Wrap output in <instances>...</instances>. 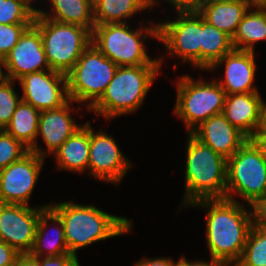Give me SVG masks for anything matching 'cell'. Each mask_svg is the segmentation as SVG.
Instances as JSON below:
<instances>
[{
	"mask_svg": "<svg viewBox=\"0 0 266 266\" xmlns=\"http://www.w3.org/2000/svg\"><path fill=\"white\" fill-rule=\"evenodd\" d=\"M190 206L207 211L205 235L211 261L237 263L252 227L251 211L227 198L200 200Z\"/></svg>",
	"mask_w": 266,
	"mask_h": 266,
	"instance_id": "6da1fadb",
	"label": "cell"
},
{
	"mask_svg": "<svg viewBox=\"0 0 266 266\" xmlns=\"http://www.w3.org/2000/svg\"><path fill=\"white\" fill-rule=\"evenodd\" d=\"M49 206L59 215L69 252L76 251L98 241L117 237L132 231V219L112 215L94 205L72 201L52 203Z\"/></svg>",
	"mask_w": 266,
	"mask_h": 266,
	"instance_id": "7a4b0ae2",
	"label": "cell"
},
{
	"mask_svg": "<svg viewBox=\"0 0 266 266\" xmlns=\"http://www.w3.org/2000/svg\"><path fill=\"white\" fill-rule=\"evenodd\" d=\"M186 142L185 192L182 206L206 199L226 198L227 159L192 133Z\"/></svg>",
	"mask_w": 266,
	"mask_h": 266,
	"instance_id": "3957f363",
	"label": "cell"
},
{
	"mask_svg": "<svg viewBox=\"0 0 266 266\" xmlns=\"http://www.w3.org/2000/svg\"><path fill=\"white\" fill-rule=\"evenodd\" d=\"M160 69L161 65L118 66L104 94L87 110L107 121L136 112Z\"/></svg>",
	"mask_w": 266,
	"mask_h": 266,
	"instance_id": "277c9868",
	"label": "cell"
},
{
	"mask_svg": "<svg viewBox=\"0 0 266 266\" xmlns=\"http://www.w3.org/2000/svg\"><path fill=\"white\" fill-rule=\"evenodd\" d=\"M150 23L135 31L127 23L94 25L91 43L118 66H162V57L151 59L143 44L148 36L158 40V23Z\"/></svg>",
	"mask_w": 266,
	"mask_h": 266,
	"instance_id": "5b68a950",
	"label": "cell"
},
{
	"mask_svg": "<svg viewBox=\"0 0 266 266\" xmlns=\"http://www.w3.org/2000/svg\"><path fill=\"white\" fill-rule=\"evenodd\" d=\"M33 24L40 31L50 69L65 75L92 42V32L81 25L57 22L37 12Z\"/></svg>",
	"mask_w": 266,
	"mask_h": 266,
	"instance_id": "8992f818",
	"label": "cell"
},
{
	"mask_svg": "<svg viewBox=\"0 0 266 266\" xmlns=\"http://www.w3.org/2000/svg\"><path fill=\"white\" fill-rule=\"evenodd\" d=\"M117 68L91 43L66 74L69 99L79 104L87 102L90 109L106 91Z\"/></svg>",
	"mask_w": 266,
	"mask_h": 266,
	"instance_id": "52a82bcc",
	"label": "cell"
},
{
	"mask_svg": "<svg viewBox=\"0 0 266 266\" xmlns=\"http://www.w3.org/2000/svg\"><path fill=\"white\" fill-rule=\"evenodd\" d=\"M176 85L174 114L183 120L188 133L210 117L223 113L226 94L216 80L206 82L200 78L194 81L185 74L180 76Z\"/></svg>",
	"mask_w": 266,
	"mask_h": 266,
	"instance_id": "ba28073f",
	"label": "cell"
},
{
	"mask_svg": "<svg viewBox=\"0 0 266 266\" xmlns=\"http://www.w3.org/2000/svg\"><path fill=\"white\" fill-rule=\"evenodd\" d=\"M232 193L247 207L266 196V160L249 140L227 159L226 198L237 201Z\"/></svg>",
	"mask_w": 266,
	"mask_h": 266,
	"instance_id": "9c48e42d",
	"label": "cell"
},
{
	"mask_svg": "<svg viewBox=\"0 0 266 266\" xmlns=\"http://www.w3.org/2000/svg\"><path fill=\"white\" fill-rule=\"evenodd\" d=\"M177 19L158 22V41L170 55L200 69L201 15L198 11H177Z\"/></svg>",
	"mask_w": 266,
	"mask_h": 266,
	"instance_id": "30bf717a",
	"label": "cell"
},
{
	"mask_svg": "<svg viewBox=\"0 0 266 266\" xmlns=\"http://www.w3.org/2000/svg\"><path fill=\"white\" fill-rule=\"evenodd\" d=\"M48 206L49 204L32 208L24 204L0 203V241L10 245L18 253H30L38 219Z\"/></svg>",
	"mask_w": 266,
	"mask_h": 266,
	"instance_id": "8fae6325",
	"label": "cell"
},
{
	"mask_svg": "<svg viewBox=\"0 0 266 266\" xmlns=\"http://www.w3.org/2000/svg\"><path fill=\"white\" fill-rule=\"evenodd\" d=\"M89 148L88 173L106 183L119 185L132 167V162L120 151L113 136L102 129L94 132L90 123Z\"/></svg>",
	"mask_w": 266,
	"mask_h": 266,
	"instance_id": "7c38bea8",
	"label": "cell"
},
{
	"mask_svg": "<svg viewBox=\"0 0 266 266\" xmlns=\"http://www.w3.org/2000/svg\"><path fill=\"white\" fill-rule=\"evenodd\" d=\"M45 158L29 151L0 170V203L29 205Z\"/></svg>",
	"mask_w": 266,
	"mask_h": 266,
	"instance_id": "4fadbf2b",
	"label": "cell"
},
{
	"mask_svg": "<svg viewBox=\"0 0 266 266\" xmlns=\"http://www.w3.org/2000/svg\"><path fill=\"white\" fill-rule=\"evenodd\" d=\"M19 83L23 90L22 101L39 111L56 109L68 100L66 75L54 70L25 74Z\"/></svg>",
	"mask_w": 266,
	"mask_h": 266,
	"instance_id": "5bb4252c",
	"label": "cell"
},
{
	"mask_svg": "<svg viewBox=\"0 0 266 266\" xmlns=\"http://www.w3.org/2000/svg\"><path fill=\"white\" fill-rule=\"evenodd\" d=\"M4 78L18 81L25 74L49 70L39 29L32 24L3 59Z\"/></svg>",
	"mask_w": 266,
	"mask_h": 266,
	"instance_id": "9a60e30c",
	"label": "cell"
},
{
	"mask_svg": "<svg viewBox=\"0 0 266 266\" xmlns=\"http://www.w3.org/2000/svg\"><path fill=\"white\" fill-rule=\"evenodd\" d=\"M223 64L225 77L216 82L223 88L226 95L259 92L253 84L257 69L254 51L233 49L217 60L207 71L213 72Z\"/></svg>",
	"mask_w": 266,
	"mask_h": 266,
	"instance_id": "2e32d148",
	"label": "cell"
},
{
	"mask_svg": "<svg viewBox=\"0 0 266 266\" xmlns=\"http://www.w3.org/2000/svg\"><path fill=\"white\" fill-rule=\"evenodd\" d=\"M73 102L69 99L59 108L41 111L37 137L39 135L42 137L47 150L38 147L29 151L46 158L48 154L52 155L57 151L72 134L83 126V124H77L70 115V112L74 110L73 106H70Z\"/></svg>",
	"mask_w": 266,
	"mask_h": 266,
	"instance_id": "e0dca14e",
	"label": "cell"
},
{
	"mask_svg": "<svg viewBox=\"0 0 266 266\" xmlns=\"http://www.w3.org/2000/svg\"><path fill=\"white\" fill-rule=\"evenodd\" d=\"M192 134L226 159L248 140V137L234 127L223 113L204 121Z\"/></svg>",
	"mask_w": 266,
	"mask_h": 266,
	"instance_id": "ac0fdd59",
	"label": "cell"
},
{
	"mask_svg": "<svg viewBox=\"0 0 266 266\" xmlns=\"http://www.w3.org/2000/svg\"><path fill=\"white\" fill-rule=\"evenodd\" d=\"M261 99L259 92L230 94L225 97L223 114L248 138L258 127Z\"/></svg>",
	"mask_w": 266,
	"mask_h": 266,
	"instance_id": "d6986e66",
	"label": "cell"
},
{
	"mask_svg": "<svg viewBox=\"0 0 266 266\" xmlns=\"http://www.w3.org/2000/svg\"><path fill=\"white\" fill-rule=\"evenodd\" d=\"M50 224H54L53 227L55 228H53L52 231L54 232V237L51 236L53 238H50V235L48 237V230H50L48 227ZM30 253L36 257H51L70 253L65 241L62 220L50 206L46 207L41 212V215L38 219L37 228L35 232V241Z\"/></svg>",
	"mask_w": 266,
	"mask_h": 266,
	"instance_id": "ffe728a7",
	"label": "cell"
},
{
	"mask_svg": "<svg viewBox=\"0 0 266 266\" xmlns=\"http://www.w3.org/2000/svg\"><path fill=\"white\" fill-rule=\"evenodd\" d=\"M249 8L248 0H222L201 4L197 11L206 22L232 38Z\"/></svg>",
	"mask_w": 266,
	"mask_h": 266,
	"instance_id": "44dd1931",
	"label": "cell"
},
{
	"mask_svg": "<svg viewBox=\"0 0 266 266\" xmlns=\"http://www.w3.org/2000/svg\"><path fill=\"white\" fill-rule=\"evenodd\" d=\"M90 123L72 134L61 147L53 153L57 167L61 170L83 173L88 171L90 152Z\"/></svg>",
	"mask_w": 266,
	"mask_h": 266,
	"instance_id": "7402d4cb",
	"label": "cell"
},
{
	"mask_svg": "<svg viewBox=\"0 0 266 266\" xmlns=\"http://www.w3.org/2000/svg\"><path fill=\"white\" fill-rule=\"evenodd\" d=\"M48 1L51 2L50 13L46 12V10L37 9V13L41 17L61 23L81 25L92 32L95 23L93 19V3L90 0Z\"/></svg>",
	"mask_w": 266,
	"mask_h": 266,
	"instance_id": "603a6c76",
	"label": "cell"
},
{
	"mask_svg": "<svg viewBox=\"0 0 266 266\" xmlns=\"http://www.w3.org/2000/svg\"><path fill=\"white\" fill-rule=\"evenodd\" d=\"M148 8L152 10L150 0H97L93 3V19L95 25L127 23V18Z\"/></svg>",
	"mask_w": 266,
	"mask_h": 266,
	"instance_id": "cb8c5ba5",
	"label": "cell"
},
{
	"mask_svg": "<svg viewBox=\"0 0 266 266\" xmlns=\"http://www.w3.org/2000/svg\"><path fill=\"white\" fill-rule=\"evenodd\" d=\"M41 111L31 104L20 101L9 125L4 129L9 135L30 149H37V132Z\"/></svg>",
	"mask_w": 266,
	"mask_h": 266,
	"instance_id": "d4e9b609",
	"label": "cell"
},
{
	"mask_svg": "<svg viewBox=\"0 0 266 266\" xmlns=\"http://www.w3.org/2000/svg\"><path fill=\"white\" fill-rule=\"evenodd\" d=\"M233 49L232 38L210 25L201 16L200 69L208 70L217 60Z\"/></svg>",
	"mask_w": 266,
	"mask_h": 266,
	"instance_id": "484cf974",
	"label": "cell"
},
{
	"mask_svg": "<svg viewBox=\"0 0 266 266\" xmlns=\"http://www.w3.org/2000/svg\"><path fill=\"white\" fill-rule=\"evenodd\" d=\"M266 40V9L249 10L232 37L236 50L254 51L255 43Z\"/></svg>",
	"mask_w": 266,
	"mask_h": 266,
	"instance_id": "4316f807",
	"label": "cell"
},
{
	"mask_svg": "<svg viewBox=\"0 0 266 266\" xmlns=\"http://www.w3.org/2000/svg\"><path fill=\"white\" fill-rule=\"evenodd\" d=\"M237 266H266V230L251 227Z\"/></svg>",
	"mask_w": 266,
	"mask_h": 266,
	"instance_id": "83f0119b",
	"label": "cell"
},
{
	"mask_svg": "<svg viewBox=\"0 0 266 266\" xmlns=\"http://www.w3.org/2000/svg\"><path fill=\"white\" fill-rule=\"evenodd\" d=\"M36 12L26 0H0V24H33Z\"/></svg>",
	"mask_w": 266,
	"mask_h": 266,
	"instance_id": "f1b7e54d",
	"label": "cell"
},
{
	"mask_svg": "<svg viewBox=\"0 0 266 266\" xmlns=\"http://www.w3.org/2000/svg\"><path fill=\"white\" fill-rule=\"evenodd\" d=\"M14 82L16 81L5 78L0 82V130L9 125L17 105L22 100L13 89Z\"/></svg>",
	"mask_w": 266,
	"mask_h": 266,
	"instance_id": "f546056e",
	"label": "cell"
},
{
	"mask_svg": "<svg viewBox=\"0 0 266 266\" xmlns=\"http://www.w3.org/2000/svg\"><path fill=\"white\" fill-rule=\"evenodd\" d=\"M28 152L29 149L20 141L5 130H0V170L20 160Z\"/></svg>",
	"mask_w": 266,
	"mask_h": 266,
	"instance_id": "4dcf8cb0",
	"label": "cell"
},
{
	"mask_svg": "<svg viewBox=\"0 0 266 266\" xmlns=\"http://www.w3.org/2000/svg\"><path fill=\"white\" fill-rule=\"evenodd\" d=\"M32 24H0V58L5 56L17 44L20 36Z\"/></svg>",
	"mask_w": 266,
	"mask_h": 266,
	"instance_id": "1f68e13d",
	"label": "cell"
},
{
	"mask_svg": "<svg viewBox=\"0 0 266 266\" xmlns=\"http://www.w3.org/2000/svg\"><path fill=\"white\" fill-rule=\"evenodd\" d=\"M252 227L266 230V196L255 200L250 206Z\"/></svg>",
	"mask_w": 266,
	"mask_h": 266,
	"instance_id": "d6a6232c",
	"label": "cell"
},
{
	"mask_svg": "<svg viewBox=\"0 0 266 266\" xmlns=\"http://www.w3.org/2000/svg\"><path fill=\"white\" fill-rule=\"evenodd\" d=\"M42 258L38 257L40 266H74L78 262V257H75L71 253L51 257L45 256Z\"/></svg>",
	"mask_w": 266,
	"mask_h": 266,
	"instance_id": "836d02e7",
	"label": "cell"
},
{
	"mask_svg": "<svg viewBox=\"0 0 266 266\" xmlns=\"http://www.w3.org/2000/svg\"><path fill=\"white\" fill-rule=\"evenodd\" d=\"M161 1V0H160ZM159 0H150L151 7L155 3L160 2ZM166 3H170L171 6L174 7L176 11H197L200 7V0H165Z\"/></svg>",
	"mask_w": 266,
	"mask_h": 266,
	"instance_id": "e575fe53",
	"label": "cell"
},
{
	"mask_svg": "<svg viewBox=\"0 0 266 266\" xmlns=\"http://www.w3.org/2000/svg\"><path fill=\"white\" fill-rule=\"evenodd\" d=\"M18 254L10 245L0 241V266H13Z\"/></svg>",
	"mask_w": 266,
	"mask_h": 266,
	"instance_id": "d590c367",
	"label": "cell"
},
{
	"mask_svg": "<svg viewBox=\"0 0 266 266\" xmlns=\"http://www.w3.org/2000/svg\"><path fill=\"white\" fill-rule=\"evenodd\" d=\"M183 255L181 258H179L177 261L174 262L171 258L167 257H159V258H145L139 260L137 263H135V266H177L183 259Z\"/></svg>",
	"mask_w": 266,
	"mask_h": 266,
	"instance_id": "8d00e7d4",
	"label": "cell"
},
{
	"mask_svg": "<svg viewBox=\"0 0 266 266\" xmlns=\"http://www.w3.org/2000/svg\"><path fill=\"white\" fill-rule=\"evenodd\" d=\"M248 140L259 151L260 155L266 160V134L253 133Z\"/></svg>",
	"mask_w": 266,
	"mask_h": 266,
	"instance_id": "74e56055",
	"label": "cell"
},
{
	"mask_svg": "<svg viewBox=\"0 0 266 266\" xmlns=\"http://www.w3.org/2000/svg\"><path fill=\"white\" fill-rule=\"evenodd\" d=\"M13 266H40L38 257L31 253H19Z\"/></svg>",
	"mask_w": 266,
	"mask_h": 266,
	"instance_id": "f35d334b",
	"label": "cell"
},
{
	"mask_svg": "<svg viewBox=\"0 0 266 266\" xmlns=\"http://www.w3.org/2000/svg\"><path fill=\"white\" fill-rule=\"evenodd\" d=\"M254 133L266 134V102L263 99L260 103L259 124Z\"/></svg>",
	"mask_w": 266,
	"mask_h": 266,
	"instance_id": "ab89813d",
	"label": "cell"
},
{
	"mask_svg": "<svg viewBox=\"0 0 266 266\" xmlns=\"http://www.w3.org/2000/svg\"><path fill=\"white\" fill-rule=\"evenodd\" d=\"M200 266H237V263L224 262V261H200Z\"/></svg>",
	"mask_w": 266,
	"mask_h": 266,
	"instance_id": "60d3db41",
	"label": "cell"
},
{
	"mask_svg": "<svg viewBox=\"0 0 266 266\" xmlns=\"http://www.w3.org/2000/svg\"><path fill=\"white\" fill-rule=\"evenodd\" d=\"M252 9H266V0H248Z\"/></svg>",
	"mask_w": 266,
	"mask_h": 266,
	"instance_id": "b9f144b4",
	"label": "cell"
},
{
	"mask_svg": "<svg viewBox=\"0 0 266 266\" xmlns=\"http://www.w3.org/2000/svg\"><path fill=\"white\" fill-rule=\"evenodd\" d=\"M177 266H200V261H188L186 258H184Z\"/></svg>",
	"mask_w": 266,
	"mask_h": 266,
	"instance_id": "7bdbcfd3",
	"label": "cell"
},
{
	"mask_svg": "<svg viewBox=\"0 0 266 266\" xmlns=\"http://www.w3.org/2000/svg\"><path fill=\"white\" fill-rule=\"evenodd\" d=\"M211 1H222V0H200V5L204 4V3L211 2Z\"/></svg>",
	"mask_w": 266,
	"mask_h": 266,
	"instance_id": "ee69618b",
	"label": "cell"
},
{
	"mask_svg": "<svg viewBox=\"0 0 266 266\" xmlns=\"http://www.w3.org/2000/svg\"><path fill=\"white\" fill-rule=\"evenodd\" d=\"M2 68H3V59L0 58V74H4Z\"/></svg>",
	"mask_w": 266,
	"mask_h": 266,
	"instance_id": "f6af8a7d",
	"label": "cell"
},
{
	"mask_svg": "<svg viewBox=\"0 0 266 266\" xmlns=\"http://www.w3.org/2000/svg\"><path fill=\"white\" fill-rule=\"evenodd\" d=\"M31 6H32V3L35 2V0H26ZM33 1V2H32Z\"/></svg>",
	"mask_w": 266,
	"mask_h": 266,
	"instance_id": "bcb514c9",
	"label": "cell"
},
{
	"mask_svg": "<svg viewBox=\"0 0 266 266\" xmlns=\"http://www.w3.org/2000/svg\"><path fill=\"white\" fill-rule=\"evenodd\" d=\"M4 79V74H0V82Z\"/></svg>",
	"mask_w": 266,
	"mask_h": 266,
	"instance_id": "7dc6e473",
	"label": "cell"
},
{
	"mask_svg": "<svg viewBox=\"0 0 266 266\" xmlns=\"http://www.w3.org/2000/svg\"><path fill=\"white\" fill-rule=\"evenodd\" d=\"M74 266H80L79 262H77Z\"/></svg>",
	"mask_w": 266,
	"mask_h": 266,
	"instance_id": "c3c4849f",
	"label": "cell"
}]
</instances>
